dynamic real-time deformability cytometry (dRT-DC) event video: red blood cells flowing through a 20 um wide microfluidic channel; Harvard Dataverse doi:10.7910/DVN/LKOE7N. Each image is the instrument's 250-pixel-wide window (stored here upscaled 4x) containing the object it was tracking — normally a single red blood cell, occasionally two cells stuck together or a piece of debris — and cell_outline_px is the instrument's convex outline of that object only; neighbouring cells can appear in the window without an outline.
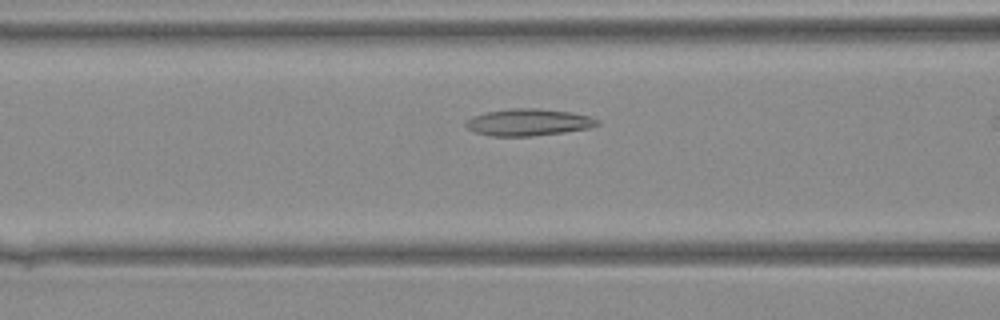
{"species": "Egyptian fruit bat (a non-hibernating species)", "species_latin": "Rousettus aegyptiacus", "temperature_condition": "warm", "stored_images_in_passage": 15, "camera_frame_rate_fps": 3000, "um_per_image_px": 0.085, "animal": {"sex": "female"}, "frame": {"image": 1, "passage_image": 11, "time_ms": 3.333, "image_size_px": [1000, 320], "cell_outline_px": [[600, 124], [592, 128], [564, 132], [532, 136], [492, 136], [476, 132], [468, 128], [464, 124], [472, 116], [484, 112], [512, 108], [540, 108], [572, 112], [588, 116], [600, 120]], "centroid_in_image_um": [44.95, 10.39], "position_along_channel_um": 121.6, "area_um2": 20.75}}